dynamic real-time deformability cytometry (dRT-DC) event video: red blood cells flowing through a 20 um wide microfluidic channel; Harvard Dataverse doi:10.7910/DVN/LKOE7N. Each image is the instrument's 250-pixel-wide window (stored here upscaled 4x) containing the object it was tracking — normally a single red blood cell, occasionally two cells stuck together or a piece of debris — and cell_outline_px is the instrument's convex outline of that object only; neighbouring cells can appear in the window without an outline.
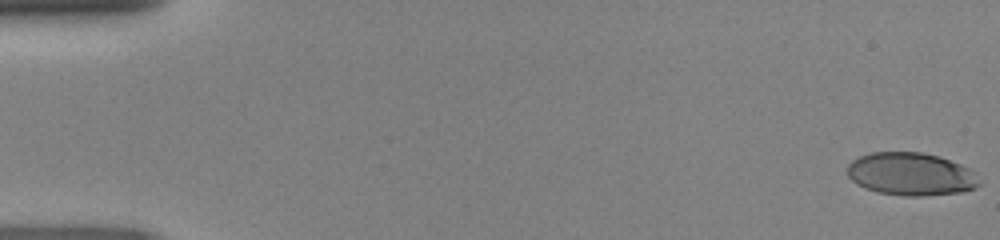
{"species": "human", "species_latin": "Homo sapiens", "temperature_condition": "room temperature", "stored_images_in_passage": 48, "camera_frame_rate_fps": 3000, "um_per_image_px": 0.085, "donor": {"sex": "female"}, "frame": {"image": 1, "passage_image": 1, "time_ms": 0.0, "image_size_px": [1000, 240], "cell_outline_px": [[980, 184], [976, 188], [964, 192], [920, 196], [904, 196], [876, 192], [864, 188], [856, 184], [848, 176], [848, 164], [852, 160], [860, 156], [872, 152], [924, 152], [940, 156], [960, 164], [976, 172]], "centroid_in_image_um": [77.44, 14.8], "position_along_channel_um": 7.6, "area_um2": 33.29}}
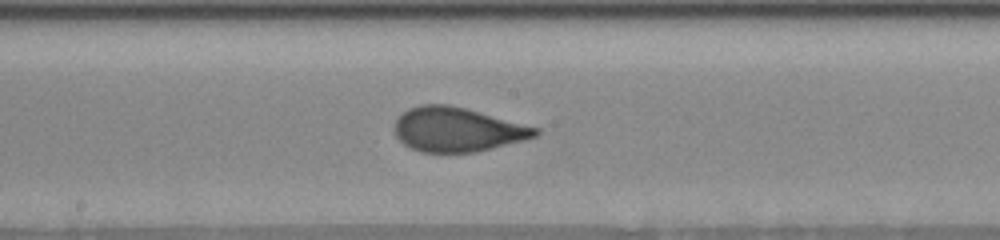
{"frame": {"image": 2, "passage_image": 26, "time_ms": 8.333, "image_size_px": [1000, 240], "cell_outline_px": [[540, 132], [536, 136], [524, 140], [476, 152], [420, 152], [404, 144], [392, 132], [392, 128], [396, 120], [408, 108], [420, 104], [448, 104], [464, 108], [540, 128]], "centroid_in_image_um": [38.84, 11.01], "position_along_channel_um": 209.4, "area_um2": 36.3}}
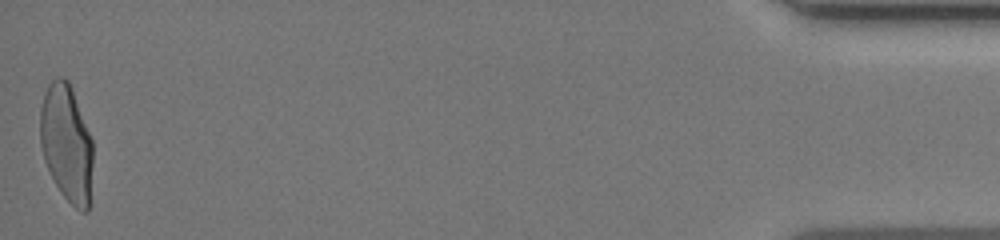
{"frame": {"image": 3, "passage_image": 48, "time_ms": 15.667, "image_size_px": [1000, 240], "cell_outline_px": [[92, 164], [88, 212], [80, 212], [60, 192], [44, 160], [40, 144], [40, 108], [44, 92], [48, 84], [56, 76], [60, 76], [68, 80], [72, 88], [92, 140]], "centroid_in_image_um": [5.64, 12.14], "position_along_channel_um": 429.6, "area_um2": 35.95}}